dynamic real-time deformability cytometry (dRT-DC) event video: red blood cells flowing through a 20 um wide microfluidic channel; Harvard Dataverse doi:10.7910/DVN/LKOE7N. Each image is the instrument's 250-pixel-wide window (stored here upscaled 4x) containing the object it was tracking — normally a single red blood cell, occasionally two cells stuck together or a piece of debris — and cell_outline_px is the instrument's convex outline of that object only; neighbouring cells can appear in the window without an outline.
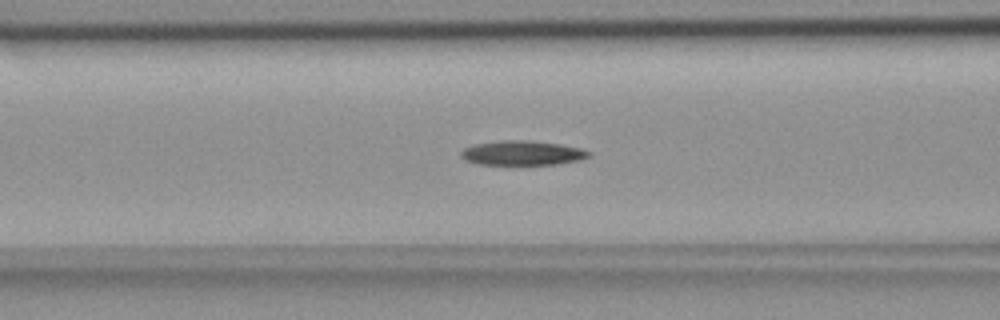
{"species": "common noctule bat (a hibernating species)", "species_latin": "Nyctalus noctula", "temperature_condition": "room temperature", "stored_images_in_passage": 55, "camera_frame_rate_fps": 3000, "um_per_image_px": 0.085, "animal": {"sex": "female", "body_mass_g": 18.4}, "frame": {"image": 1, "passage_image": 22, "time_ms": 7.0, "image_size_px": [1000, 320], "cell_outline_px": [[592, 152], [588, 156], [580, 160], [556, 164], [480, 164], [464, 160], [460, 156], [460, 152], [464, 148], [472, 144], [500, 140], [528, 140], [560, 144], [580, 148]], "centroid_in_image_um": [44.36, 12.99], "position_along_channel_um": 122.2, "area_um2": 18.26}}
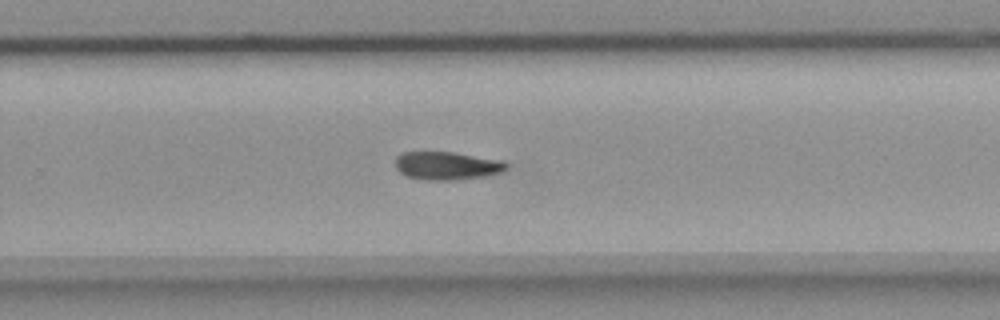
{"frame": {"image": 2, "passage_image": 36, "time_ms": 11.667, "image_size_px": [1000, 320], "cell_outline_px": [[508, 168], [500, 172], [484, 176], [452, 180], [424, 180], [408, 176], [400, 172], [396, 168], [396, 156], [404, 152], [452, 152], [500, 160], [508, 164]], "centroid_in_image_um": [37.97, 14.08], "position_along_channel_um": 291.8, "area_um2": 17.98}}
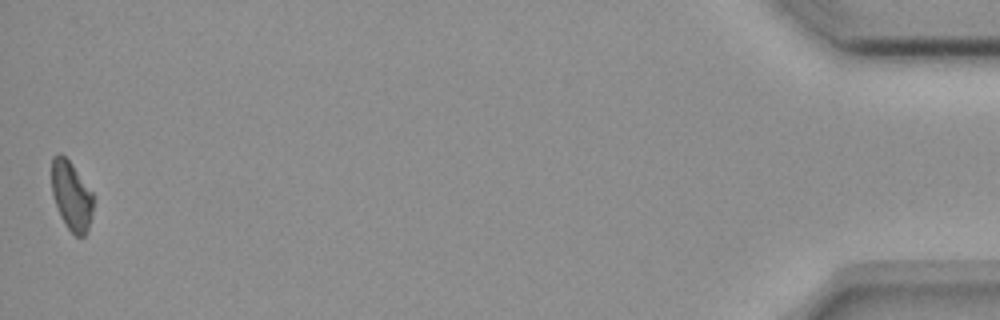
{"frame": {"image": 3, "passage_image": 55, "time_ms": 18.0, "image_size_px": [1000, 320], "cell_outline_px": [[92, 216], [88, 228], [84, 236], [76, 236], [68, 228], [60, 216], [52, 196], [52, 156], [56, 152], [60, 152], [72, 164], [92, 192]], "centroid_in_image_um": [6.05, 16.62], "position_along_channel_um": 429.2, "area_um2": 16.65}}